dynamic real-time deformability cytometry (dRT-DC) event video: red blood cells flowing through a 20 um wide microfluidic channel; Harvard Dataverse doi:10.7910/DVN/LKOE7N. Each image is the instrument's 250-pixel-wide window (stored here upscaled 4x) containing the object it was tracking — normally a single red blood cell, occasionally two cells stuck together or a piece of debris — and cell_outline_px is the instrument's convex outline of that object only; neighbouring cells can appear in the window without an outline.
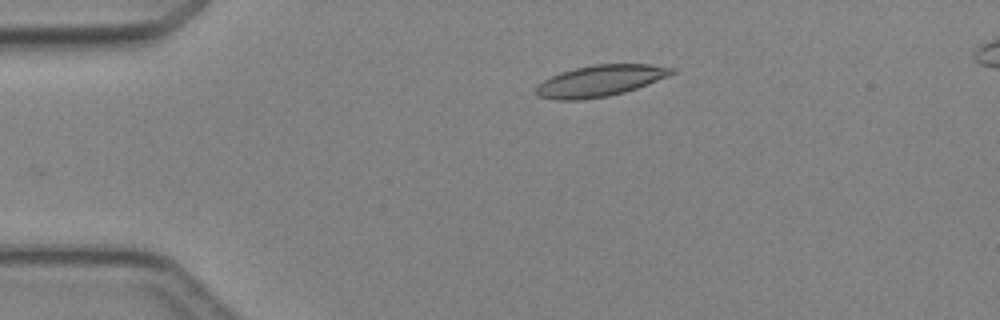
{"species": "Egyptian fruit bat (a non-hibernating species)", "species_latin": "Rousettus aegyptiacus", "temperature_condition": "cold", "stored_images_in_passage": 5, "camera_frame_rate_fps": 3000, "um_per_image_px": 0.085, "animal": {"sex": "female"}, "frame": {"image": 1, "passage_image": 3, "time_ms": 2.333, "image_size_px": [1000, 320], "cell_outline_px": [[676, 72], [668, 76], [648, 84], [624, 92], [608, 96], [580, 100], [556, 100], [536, 96], [532, 92], [536, 84], [560, 72], [576, 68], [596, 64], [648, 64], [676, 68]], "centroid_in_image_um": [50.96, 6.88], "position_along_channel_um": 34.0, "area_um2": 24.91}}